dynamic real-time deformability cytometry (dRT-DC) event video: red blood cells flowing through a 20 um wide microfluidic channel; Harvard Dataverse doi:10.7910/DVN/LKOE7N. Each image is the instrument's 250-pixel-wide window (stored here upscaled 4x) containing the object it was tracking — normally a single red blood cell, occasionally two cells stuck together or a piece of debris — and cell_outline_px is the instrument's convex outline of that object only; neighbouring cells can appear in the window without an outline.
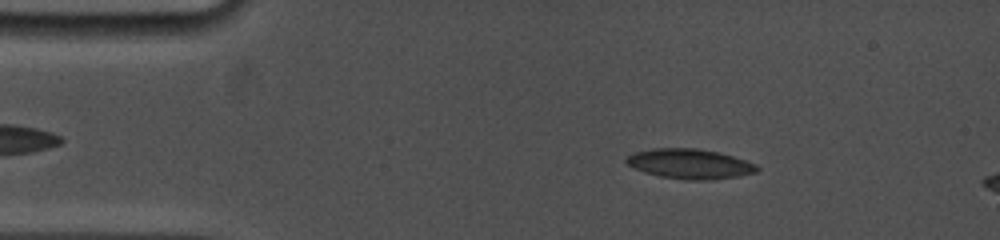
{"species": "common noctule bat (a hibernating species)", "species_latin": "Nyctalus noctula", "temperature_condition": "cold", "stored_images_in_passage": 7, "camera_frame_rate_fps": 5000, "um_per_image_px": 0.085, "animal": {"sex": "female", "body_mass_g": 19.0, "forearm_length_mm": 53.3}, "frame": {"image": 1, "passage_image": 5, "time_ms": 1.8, "image_size_px": [1000, 240], "cell_outline_px": [[760, 168], [756, 172], [736, 176], [712, 180], [688, 180], [660, 176], [644, 172], [628, 164], [624, 160], [628, 156], [636, 152], [652, 148], [696, 148], [720, 152], [756, 164]], "centroid_in_image_um": [58.64, 13.92], "position_along_channel_um": 26.4, "area_um2": 22.6}}